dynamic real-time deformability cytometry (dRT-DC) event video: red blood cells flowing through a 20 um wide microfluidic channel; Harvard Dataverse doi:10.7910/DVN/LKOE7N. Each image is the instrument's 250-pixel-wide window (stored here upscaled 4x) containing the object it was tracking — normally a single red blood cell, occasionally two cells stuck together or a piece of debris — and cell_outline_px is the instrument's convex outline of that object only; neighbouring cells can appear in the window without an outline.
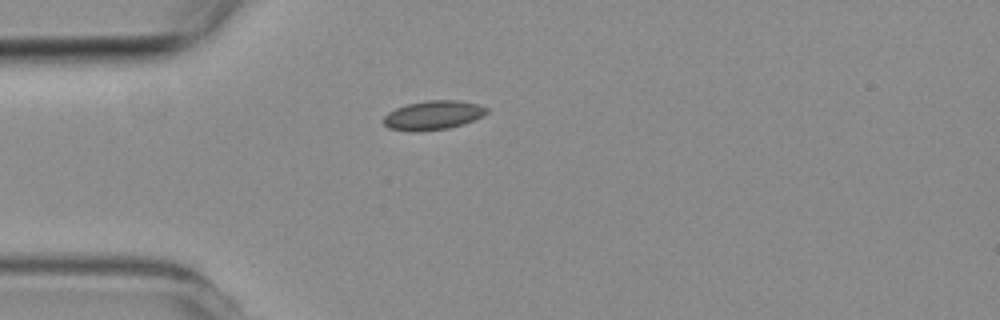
{"species": "common noctule bat (a hibernating species)", "species_latin": "Nyctalus noctula", "temperature_condition": "room temperature", "stored_images_in_passage": 1, "camera_frame_rate_fps": 3000, "um_per_image_px": 0.085, "animal": {"sex": "female", "body_mass_g": 19.3, "forearm_length_mm": 54.1}, "frame": {"image": 1, "passage_image": 1, "time_ms": 0.0, "image_size_px": [1000, 320], "cell_outline_px": [[488, 112], [484, 116], [464, 124], [448, 128], [416, 132], [412, 132], [388, 128], [384, 124], [384, 116], [388, 112], [396, 108], [408, 104], [428, 100], [456, 100], [476, 104], [488, 108]], "centroid_in_image_um": [36.82, 9.8], "position_along_channel_um": 48.2, "area_um2": 17.51}}